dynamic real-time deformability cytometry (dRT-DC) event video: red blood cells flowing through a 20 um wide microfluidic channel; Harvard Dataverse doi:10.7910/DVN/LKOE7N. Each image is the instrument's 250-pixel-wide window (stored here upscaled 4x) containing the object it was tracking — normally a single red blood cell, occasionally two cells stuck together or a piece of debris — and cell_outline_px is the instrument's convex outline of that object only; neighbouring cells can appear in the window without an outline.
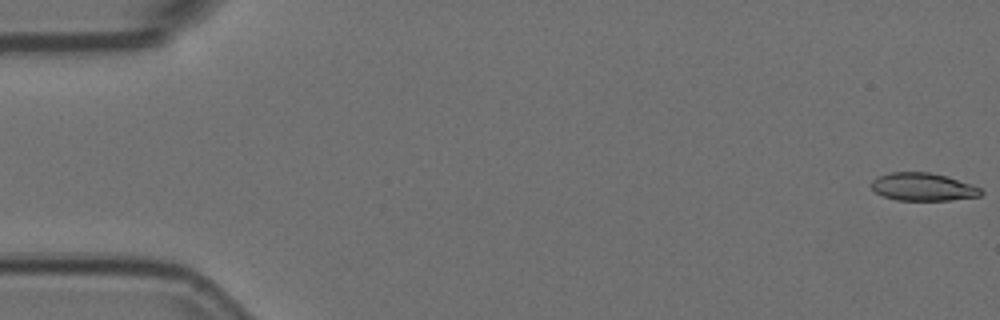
{"species": "Egyptian fruit bat (a non-hibernating species)", "species_latin": "Rousettus aegyptiacus", "temperature_condition": "room temperature", "stored_images_in_passage": 57, "camera_frame_rate_fps": 3000, "um_per_image_px": 0.085, "animal": {"sex": "female"}, "frame": {"image": 1, "passage_image": 1, "time_ms": 0.0, "image_size_px": [1000, 320], "cell_outline_px": [[984, 192], [980, 196], [948, 200], [896, 200], [884, 196], [876, 192], [872, 188], [872, 180], [880, 176], [892, 172], [928, 172], [948, 176], [972, 184], [980, 188]], "centroid_in_image_um": [78.49, 15.88], "position_along_channel_um": 6.5, "area_um2": 17.69}}
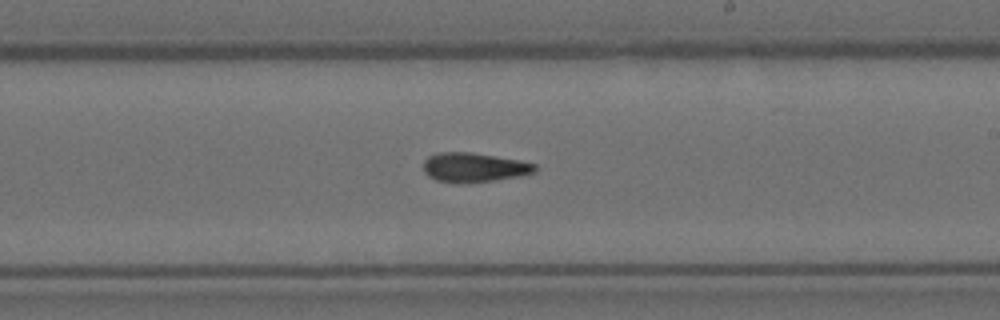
{"frame": {"image": 2, "passage_image": 33, "time_ms": 10.667, "image_size_px": [1000, 320], "cell_outline_px": [[536, 172], [516, 176], [492, 180], [464, 184], [436, 180], [428, 176], [424, 172], [424, 160], [428, 156], [436, 152], [472, 152], [520, 160], [536, 164]], "centroid_in_image_um": [40.25, 14.22], "position_along_channel_um": 248.7, "area_um2": 19.13}}
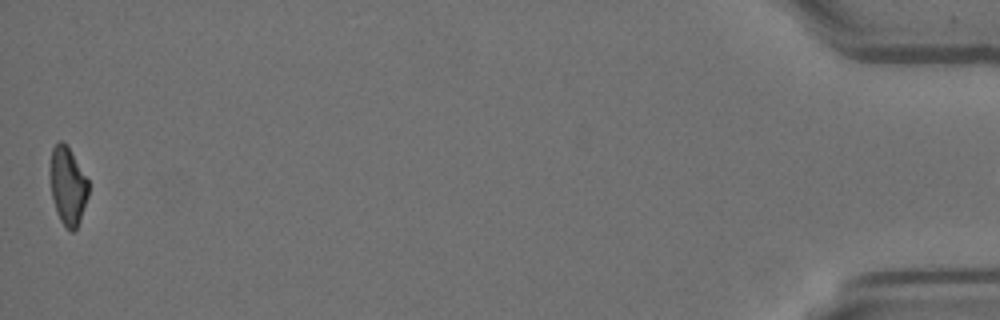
{"frame": {"image": 3, "passage_image": 56, "time_ms": 18.333, "image_size_px": [1000, 320], "cell_outline_px": [[88, 196], [80, 220], [76, 228], [72, 232], [64, 228], [56, 212], [52, 196], [48, 172], [52, 148], [60, 140], [68, 148], [88, 180]], "centroid_in_image_um": [5.73, 15.84], "position_along_channel_um": 429.5, "area_um2": 17.4}}